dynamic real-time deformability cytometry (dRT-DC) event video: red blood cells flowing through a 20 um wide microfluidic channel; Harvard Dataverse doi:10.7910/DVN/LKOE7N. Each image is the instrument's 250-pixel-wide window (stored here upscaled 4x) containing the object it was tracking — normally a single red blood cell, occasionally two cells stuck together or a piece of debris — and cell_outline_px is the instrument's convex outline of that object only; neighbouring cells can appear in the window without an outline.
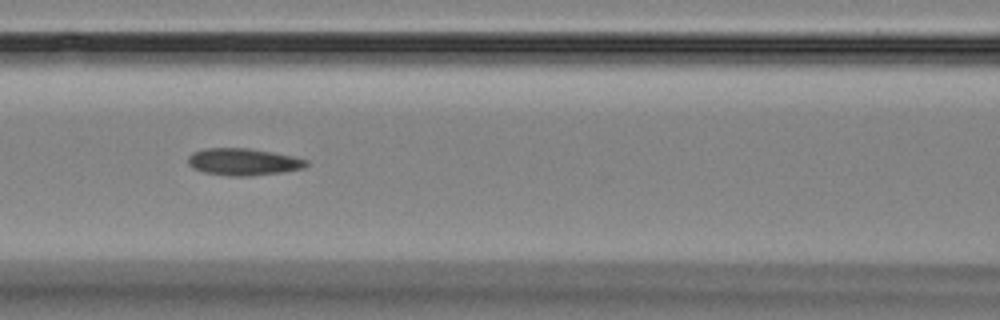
{"species": "Egyptian fruit bat (a non-hibernating species)", "species_latin": "Rousettus aegyptiacus", "temperature_condition": "room temperature", "stored_images_in_passage": 8, "camera_frame_rate_fps": 3000, "um_per_image_px": 0.085, "animal": {"sex": "female"}, "frame": {"image": 1, "passage_image": 7, "time_ms": 7.667, "image_size_px": [1000, 320], "cell_outline_px": [[308, 164], [304, 168], [284, 172], [252, 176], [228, 176], [204, 172], [192, 168], [188, 164], [188, 156], [192, 152], [204, 148], [248, 148], [272, 152], [292, 156], [308, 160]], "centroid_in_image_um": [20.67, 13.76], "position_along_channel_um": 145.9, "area_um2": 18.79}}
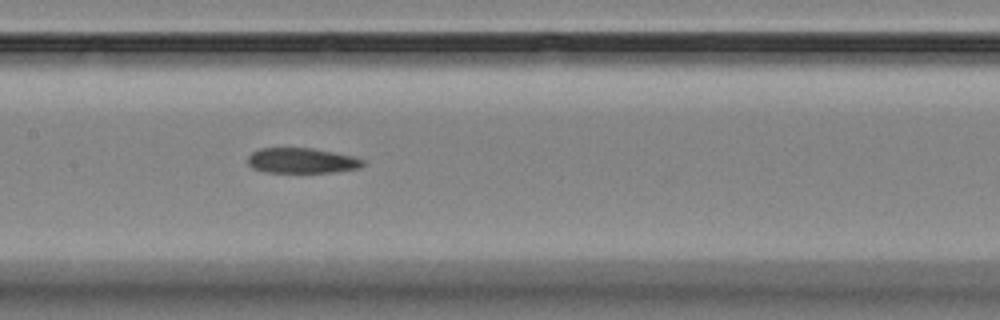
{"frame": {"image": 2, "passage_image": 8, "time_ms": 8.667, "image_size_px": [1000, 320], "cell_outline_px": [[364, 164], [360, 168], [332, 172], [264, 172], [252, 168], [248, 164], [248, 156], [252, 152], [260, 148], [312, 148], [356, 156], [364, 160]], "centroid_in_image_um": [25.66, 13.65], "position_along_channel_um": 181.7, "area_um2": 17.05}}